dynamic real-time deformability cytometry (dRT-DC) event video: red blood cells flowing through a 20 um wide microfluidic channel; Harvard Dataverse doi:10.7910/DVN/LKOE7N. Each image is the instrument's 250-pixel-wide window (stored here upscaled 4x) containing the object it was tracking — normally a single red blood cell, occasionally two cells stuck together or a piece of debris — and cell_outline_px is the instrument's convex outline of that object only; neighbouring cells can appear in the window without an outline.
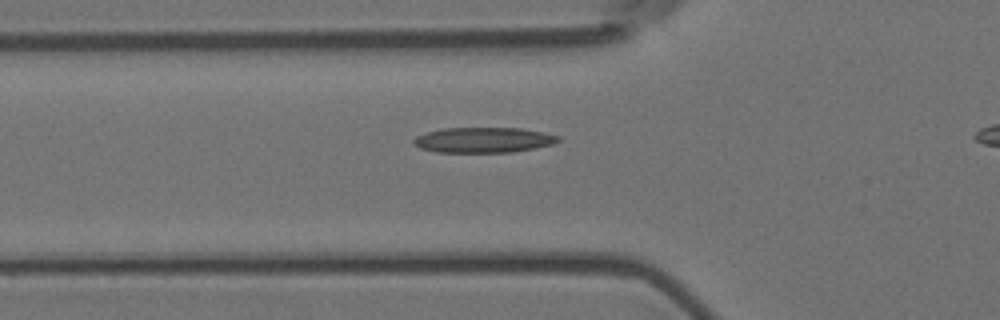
{"species": "Egyptian fruit bat (a non-hibernating species)", "species_latin": "Rousettus aegyptiacus", "temperature_condition": "room temperature", "stored_images_in_passage": 37, "camera_frame_rate_fps": 3000, "um_per_image_px": 0.085, "animal": {"sex": "female"}, "frame": {"image": 1, "passage_image": 7, "time_ms": 2.0, "image_size_px": [1000, 320], "cell_outline_px": [[560, 140], [552, 144], [512, 152], [436, 152], [420, 148], [412, 140], [416, 136], [428, 132], [444, 128], [520, 128], [544, 132], [560, 136]], "centroid_in_image_um": [41.1, 11.89], "position_along_channel_um": 84.7, "area_um2": 21.15}}
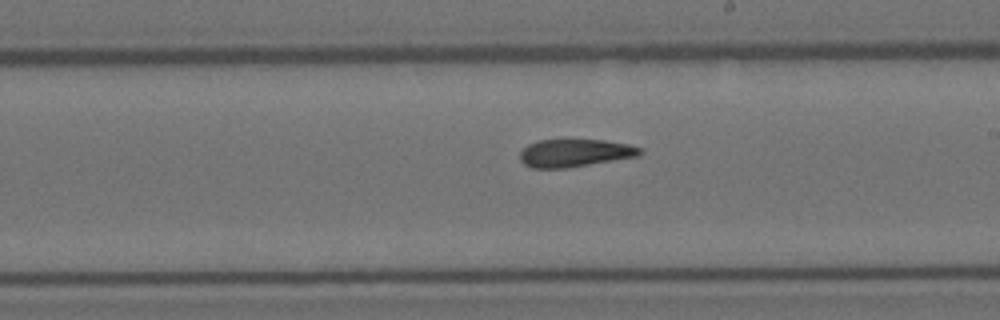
{"frame": {"image": 2, "passage_image": 20, "time_ms": 6.333, "image_size_px": [1000, 320], "cell_outline_px": [[644, 152], [640, 156], [568, 168], [532, 168], [524, 164], [520, 160], [520, 152], [528, 144], [540, 140], [604, 140], [628, 144], [640, 148]], "centroid_in_image_um": [48.88, 13.01], "position_along_channel_um": 240.1, "area_um2": 19.48}}
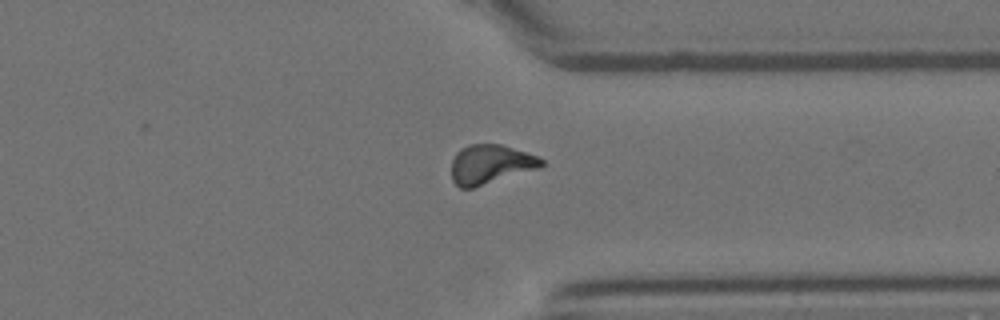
{"frame": {"image": 3, "passage_image": 31, "time_ms": 10.0, "image_size_px": [1000, 320], "cell_outline_px": [[544, 164], [540, 168], [472, 188], [460, 188], [452, 180], [452, 160], [456, 152], [460, 148], [468, 144], [500, 144], [536, 156], [544, 160]], "centroid_in_image_um": [41.66, 13.96], "position_along_channel_um": 369.7, "area_um2": 20.46}, "authors_computed_cell_mechanics": {"area_um2": 19.9988, "velocity_mm_per_s": 3.5717, "shape_relaxation_time_tau1_ms": null, "shape_relaxation_time_tau2_ms": 4.7884, "deformation_change_tau1": null, "deformation_change_tau2": 0.1418}}